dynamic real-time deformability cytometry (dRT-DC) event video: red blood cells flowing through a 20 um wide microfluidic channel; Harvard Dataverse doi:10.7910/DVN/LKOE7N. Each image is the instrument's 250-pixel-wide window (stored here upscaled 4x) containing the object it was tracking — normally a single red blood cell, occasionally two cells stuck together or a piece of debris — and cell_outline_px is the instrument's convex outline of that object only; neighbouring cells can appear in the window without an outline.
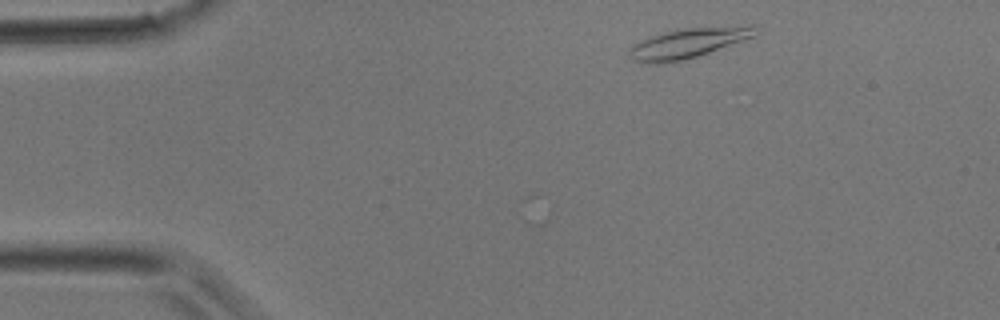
{"species": "common noctule bat (a hibernating species)", "species_latin": "Nyctalus noctula", "temperature_condition": "room temperature", "stored_images_in_passage": 3, "camera_frame_rate_fps": 3000, "um_per_image_px": 0.085, "animal": {"sex": "male", "body_mass_g": 17.9}, "frame": {"image": 1, "passage_image": 3, "time_ms": 0.667, "image_size_px": [1000, 320], "cell_outline_px": [[760, 32], [756, 36], [696, 56], [680, 60], [660, 64], [632, 60], [628, 56], [628, 48], [648, 36], [676, 28], [752, 24]], "centroid_in_image_um": [58.51, 3.61], "position_along_channel_um": 26.5, "area_um2": 22.37}}